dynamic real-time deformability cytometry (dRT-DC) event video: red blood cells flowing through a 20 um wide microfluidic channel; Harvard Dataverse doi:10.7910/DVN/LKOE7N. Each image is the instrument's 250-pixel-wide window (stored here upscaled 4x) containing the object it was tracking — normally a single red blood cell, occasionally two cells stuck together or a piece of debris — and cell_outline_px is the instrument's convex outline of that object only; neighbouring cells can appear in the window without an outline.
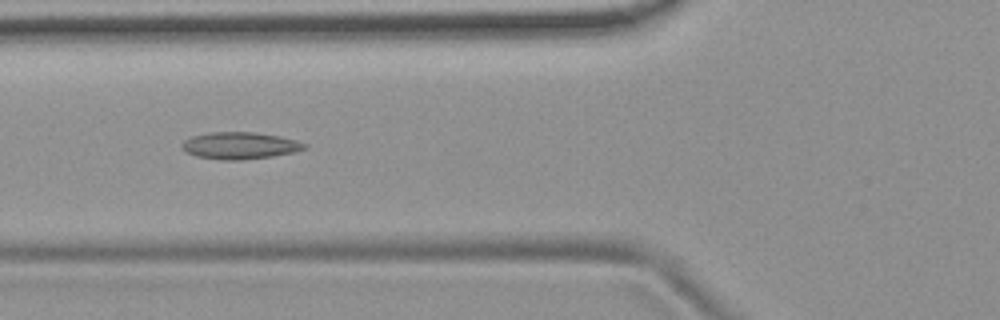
{"species": "common noctule bat (a hibernating species)", "species_latin": "Nyctalus noctula", "temperature_condition": "room temperature", "stored_images_in_passage": 39, "camera_frame_rate_fps": 3000, "um_per_image_px": 0.085, "animal": {"sex": "female", "body_mass_g": 19.9}, "frame": {"image": 1, "passage_image": 5, "time_ms": 1.333, "image_size_px": [1000, 320], "cell_outline_px": [[308, 148], [292, 152], [272, 156], [240, 160], [224, 160], [196, 156], [184, 152], [180, 148], [180, 144], [184, 140], [192, 136], [208, 132], [256, 132], [280, 136], [296, 140], [308, 144]], "centroid_in_image_um": [20.35, 12.37], "position_along_channel_um": 105.4, "area_um2": 19.42}}
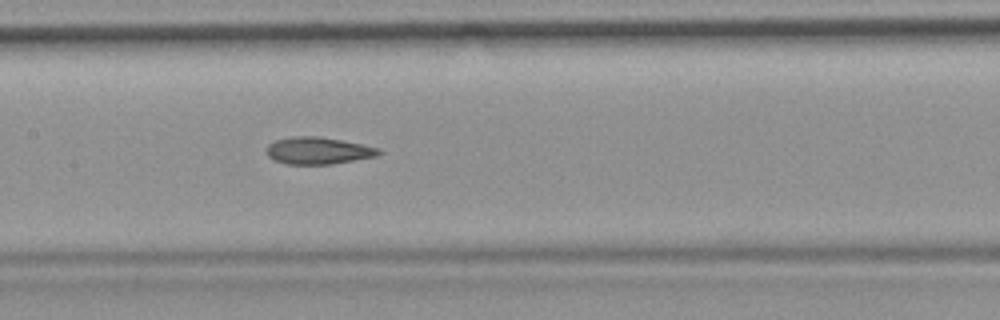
{"frame": {"image": 2, "passage_image": 11, "time_ms": 3.333, "image_size_px": [1000, 320], "cell_outline_px": [[384, 152], [376, 156], [332, 164], [284, 164], [268, 156], [268, 144], [276, 140], [292, 136], [316, 136], [340, 140], [380, 148]], "centroid_in_image_um": [27.06, 12.81], "position_along_channel_um": 180.3, "area_um2": 17.51}}
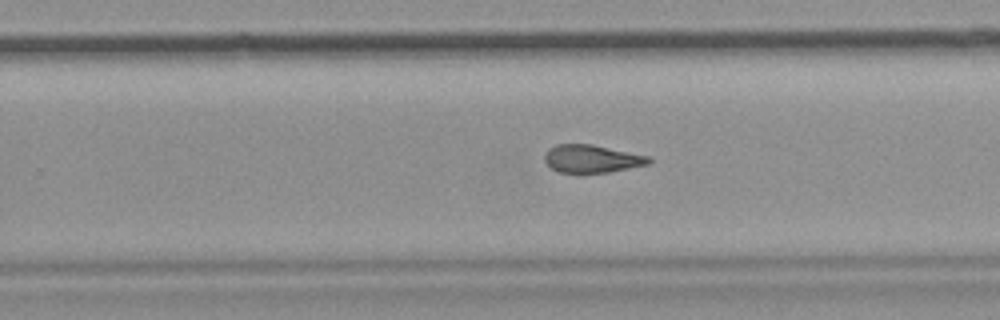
{"frame": {"image": 3, "passage_image": 19, "time_ms": 6.0, "image_size_px": [1000, 320], "cell_outline_px": [[652, 160], [648, 164], [608, 172], [580, 176], [560, 172], [552, 168], [544, 160], [544, 156], [548, 148], [556, 144], [592, 144], [652, 156]], "centroid_in_image_um": [50.3, 13.52], "position_along_channel_um": 279.5, "area_um2": 17.57}, "authors_computed_cell_mechanics": {"area_um2": 17.7446, "velocity_mm_per_s": 3.7517, "shape_relaxation_time_tau1_ms": null, "shape_relaxation_time_tau2_ms": 3.3435, "deformation_change_tau1": null, "deformation_change_tau2": 0.1238}}